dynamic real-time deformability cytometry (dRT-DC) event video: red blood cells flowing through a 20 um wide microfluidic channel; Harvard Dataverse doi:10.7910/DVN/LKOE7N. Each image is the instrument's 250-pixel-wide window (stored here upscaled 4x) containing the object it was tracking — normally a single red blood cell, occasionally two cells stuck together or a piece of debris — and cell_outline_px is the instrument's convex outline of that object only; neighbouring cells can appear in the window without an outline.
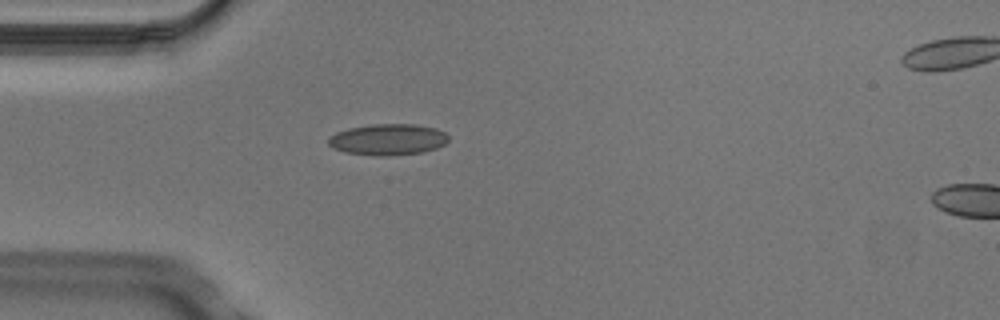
{"species": "Egyptian fruit bat (a non-hibernating species)", "species_latin": "Rousettus aegyptiacus", "temperature_condition": "cold", "stored_images_in_passage": 5, "camera_frame_rate_fps": 3000, "um_per_image_px": 0.085, "animal": {"sex": "male"}, "frame": {"image": 1, "passage_image": 4, "time_ms": 1.0, "image_size_px": [1000, 320], "cell_outline_px": [[448, 140], [444, 144], [436, 148], [424, 152], [384, 156], [380, 156], [344, 152], [332, 148], [328, 144], [328, 136], [336, 132], [348, 128], [372, 124], [416, 124], [436, 128], [444, 132], [448, 136]], "centroid_in_image_um": [32.95, 11.85], "position_along_channel_um": 52.1, "area_um2": 21.96}}